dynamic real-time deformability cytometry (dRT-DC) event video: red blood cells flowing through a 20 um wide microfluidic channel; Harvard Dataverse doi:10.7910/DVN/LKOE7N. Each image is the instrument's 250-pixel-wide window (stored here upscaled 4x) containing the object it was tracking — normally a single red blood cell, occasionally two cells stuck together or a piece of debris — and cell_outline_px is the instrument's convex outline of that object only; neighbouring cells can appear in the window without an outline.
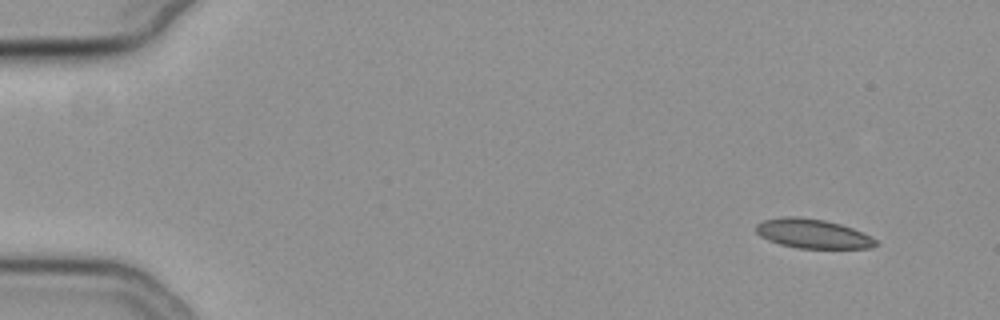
{"species": "common noctule bat (a hibernating species)", "species_latin": "Nyctalus noctula", "temperature_condition": "cold", "stored_images_in_passage": 52, "camera_frame_rate_fps": 3000, "um_per_image_px": 0.085, "animal": {"sex": "female", "body_mass_g": 19.3, "forearm_length_mm": 54.1}, "frame": {"image": 1, "passage_image": 1, "time_ms": 0.0, "image_size_px": [1000, 320], "cell_outline_px": [[880, 244], [868, 248], [796, 248], [780, 244], [768, 240], [760, 236], [756, 232], [756, 224], [764, 220], [784, 216], [800, 216], [824, 220], [840, 224], [852, 228], [876, 240]], "centroid_in_image_um": [69.04, 19.86], "position_along_channel_um": 16.0, "area_um2": 20.35}}
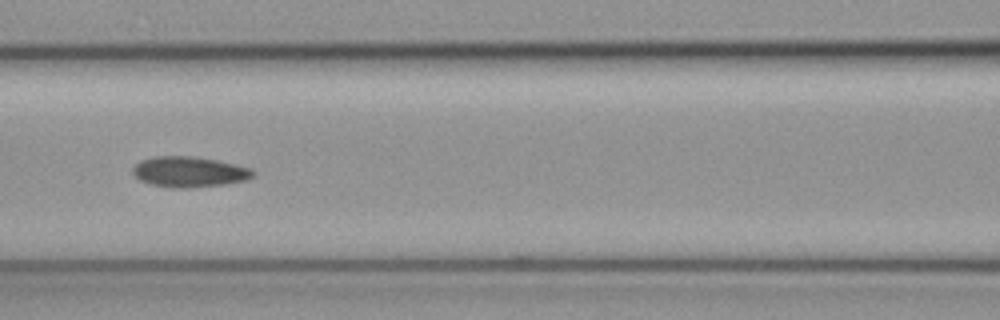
{"frame": {"image": 2, "passage_image": 22, "time_ms": 7.0, "image_size_px": [1000, 320], "cell_outline_px": [[256, 176], [244, 180], [224, 184], [188, 188], [172, 188], [148, 184], [140, 180], [132, 172], [132, 168], [140, 160], [156, 156], [192, 156], [216, 160], [252, 168], [256, 172]], "centroid_in_image_um": [16.08, 14.61], "position_along_channel_um": 150.5, "area_um2": 21.5}}
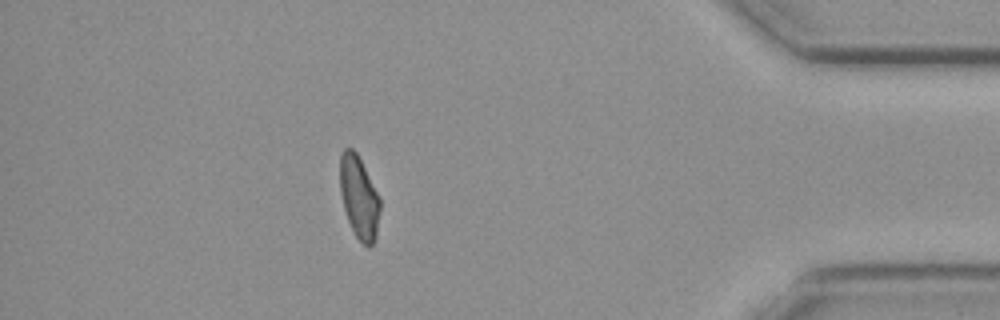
{"frame": {"image": 3, "passage_image": 46, "time_ms": 15.0, "image_size_px": [1000, 320], "cell_outline_px": [[380, 208], [376, 236], [372, 244], [368, 248], [356, 236], [348, 220], [344, 208], [340, 192], [340, 156], [344, 148], [352, 148], [356, 152], [380, 196]], "centroid_in_image_um": [30.52, 16.76], "position_along_channel_um": 404.7, "area_um2": 19.13}, "authors_computed_cell_mechanics": {"area_um2": 20.6924, "velocity_mm_per_s": 3.7284, "shape_relaxation_time_tau1_ms": null, "shape_relaxation_time_tau2_ms": 4.9113, "deformation_change_tau1": null, "deformation_change_tau2": 0.0796}}